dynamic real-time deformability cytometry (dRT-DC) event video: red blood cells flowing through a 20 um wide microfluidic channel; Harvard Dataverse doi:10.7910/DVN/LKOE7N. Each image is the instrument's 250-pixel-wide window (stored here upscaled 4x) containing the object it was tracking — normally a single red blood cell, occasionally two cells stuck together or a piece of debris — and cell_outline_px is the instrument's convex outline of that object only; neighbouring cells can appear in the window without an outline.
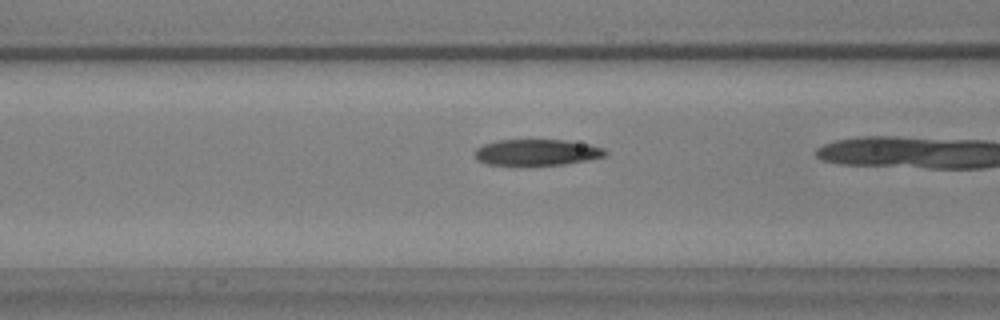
{"species": "common noctule bat (a hibernating species)", "species_latin": "Nyctalus noctula", "temperature_condition": "warm", "stored_images_in_passage": 31, "camera_frame_rate_fps": 3000, "um_per_image_px": 0.085, "animal": {"sex": "male", "body_mass_g": 17.9, "forearm_length_mm": 54.2}, "frame": {"image": 1, "passage_image": 18, "time_ms": 5.667, "image_size_px": [1000, 320], "cell_outline_px": [[608, 152], [604, 156], [588, 160], [564, 164], [524, 168], [512, 168], [488, 164], [476, 160], [472, 156], [472, 152], [476, 148], [484, 144], [496, 140], [564, 140], [588, 144], [604, 148]], "centroid_in_image_um": [45.51, 13.0], "position_along_channel_um": 121.1, "area_um2": 21.04}}